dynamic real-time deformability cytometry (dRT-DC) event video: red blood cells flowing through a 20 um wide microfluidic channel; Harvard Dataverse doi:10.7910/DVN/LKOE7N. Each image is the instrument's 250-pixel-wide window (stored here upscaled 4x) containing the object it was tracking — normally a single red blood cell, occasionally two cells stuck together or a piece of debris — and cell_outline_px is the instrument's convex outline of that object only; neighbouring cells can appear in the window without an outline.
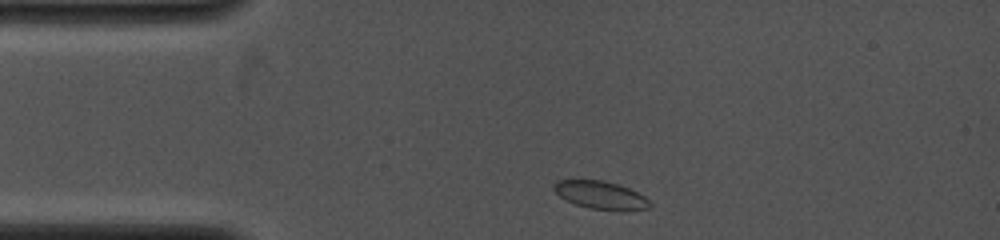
{"species": "common noctule bat (a hibernating species)", "species_latin": "Nyctalus noctula", "temperature_condition": "cold", "stored_images_in_passage": 7, "camera_frame_rate_fps": 4000, "um_per_image_px": 0.085, "animal": {"sex": "female", "body_mass_g": 19.0, "forearm_length_mm": 53.3}, "frame": {"image": 1, "passage_image": 1, "time_ms": 0.0, "image_size_px": [1000, 240], "cell_outline_px": [[652, 208], [624, 212], [592, 208], [576, 204], [560, 196], [552, 188], [552, 184], [556, 180], [604, 180], [628, 188], [644, 196], [652, 204]], "centroid_in_image_um": [51.1, 16.6], "position_along_channel_um": 33.9, "area_um2": 15.72}}
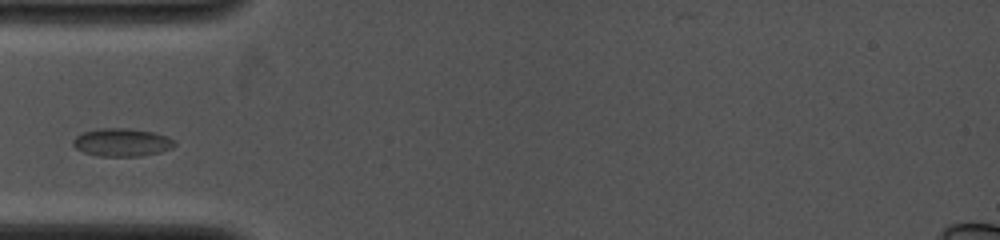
{"frame": {"image": 2, "passage_image": 4, "time_ms": 1.75, "image_size_px": [1000, 240], "cell_outline_px": [[176, 144], [172, 148], [160, 152], [140, 156], [100, 156], [84, 152], [76, 148], [72, 144], [72, 140], [76, 136], [84, 132], [96, 128], [128, 128], [152, 132], [168, 136], [176, 140]], "centroid_in_image_um": [10.38, 12.09], "position_along_channel_um": 74.6, "area_um2": 16.65}}
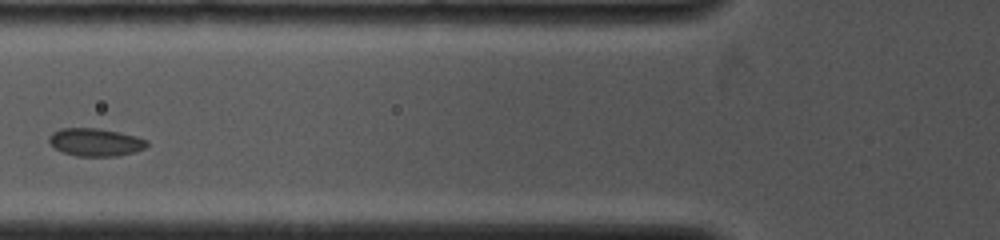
{"frame": {"image": 3, "passage_image": 6, "time_ms": 2.75, "image_size_px": [1000, 240], "cell_outline_px": [[148, 144], [144, 148], [136, 152], [116, 156], [76, 156], [64, 152], [56, 148], [48, 140], [52, 132], [60, 128], [100, 128], [136, 136], [148, 140]], "centroid_in_image_um": [8.14, 12.08], "position_along_channel_um": 117.7, "area_um2": 15.84}}